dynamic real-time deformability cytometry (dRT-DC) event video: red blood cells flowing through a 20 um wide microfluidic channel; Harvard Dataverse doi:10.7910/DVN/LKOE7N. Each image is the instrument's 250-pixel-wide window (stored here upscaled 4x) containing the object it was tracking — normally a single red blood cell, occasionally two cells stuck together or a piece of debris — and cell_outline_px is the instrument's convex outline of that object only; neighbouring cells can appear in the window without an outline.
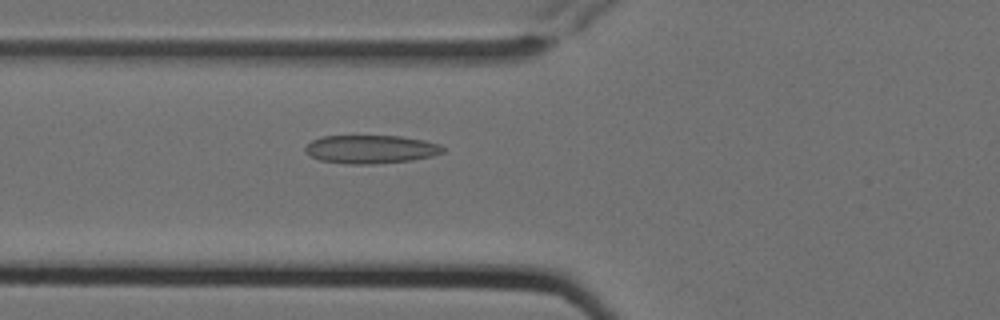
{"species": "Egyptian fruit bat (a non-hibernating species)", "species_latin": "Rousettus aegyptiacus", "temperature_condition": "cold", "stored_images_in_passage": 5, "camera_frame_rate_fps": 3000, "um_per_image_px": 0.085, "animal": {"sex": "female"}, "frame": {"image": 1, "passage_image": 5, "time_ms": 1.333, "image_size_px": [1000, 320], "cell_outline_px": [[444, 152], [432, 156], [412, 160], [372, 164], [348, 164], [320, 160], [304, 152], [304, 148], [312, 140], [320, 136], [400, 136], [424, 140], [440, 144], [444, 148]], "centroid_in_image_um": [31.52, 12.68], "position_along_channel_um": 94.3, "area_um2": 22.77}}